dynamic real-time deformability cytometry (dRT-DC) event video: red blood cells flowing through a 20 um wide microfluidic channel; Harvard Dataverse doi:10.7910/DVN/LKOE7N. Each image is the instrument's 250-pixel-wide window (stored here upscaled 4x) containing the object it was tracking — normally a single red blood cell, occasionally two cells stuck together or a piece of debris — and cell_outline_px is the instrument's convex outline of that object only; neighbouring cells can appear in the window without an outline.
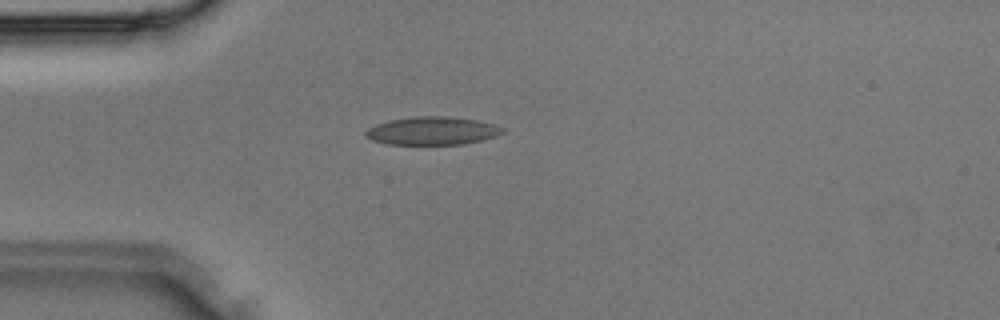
{"species": "Egyptian fruit bat (a non-hibernating species)", "species_latin": "Rousettus aegyptiacus", "temperature_condition": "room temperature", "stored_images_in_passage": 27, "camera_frame_rate_fps": 3000, "um_per_image_px": 0.085, "animal": {"sex": "male"}, "frame": {"image": 1, "passage_image": 1, "time_ms": 0.0, "image_size_px": [1000, 320], "cell_outline_px": [[504, 132], [496, 136], [464, 144], [384, 144], [372, 140], [364, 136], [364, 132], [368, 128], [376, 124], [388, 120], [416, 116], [448, 116], [476, 120], [496, 124], [504, 128]], "centroid_in_image_um": [36.72, 11.11], "position_along_channel_um": 48.3, "area_um2": 22.54}}
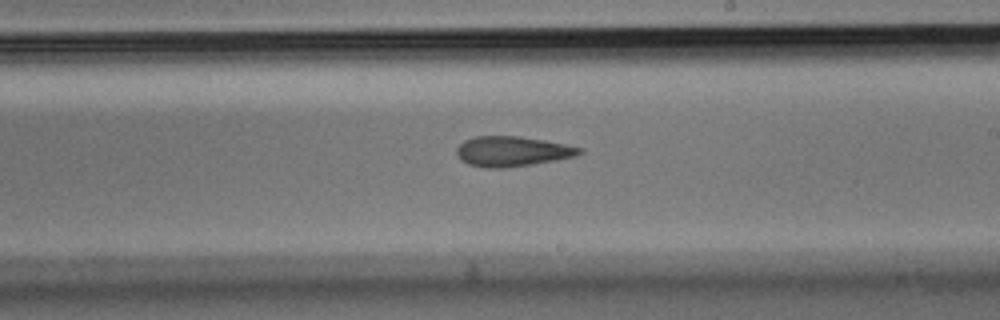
{"frame": {"image": 2, "passage_image": 12, "time_ms": 3.667, "image_size_px": [1000, 320], "cell_outline_px": [[584, 152], [576, 156], [556, 160], [532, 164], [504, 168], [484, 168], [468, 164], [460, 160], [456, 152], [456, 148], [464, 140], [476, 136], [520, 136], [544, 140], [584, 148]], "centroid_in_image_um": [43.54, 12.87], "position_along_channel_um": 245.5, "area_um2": 21.68}}
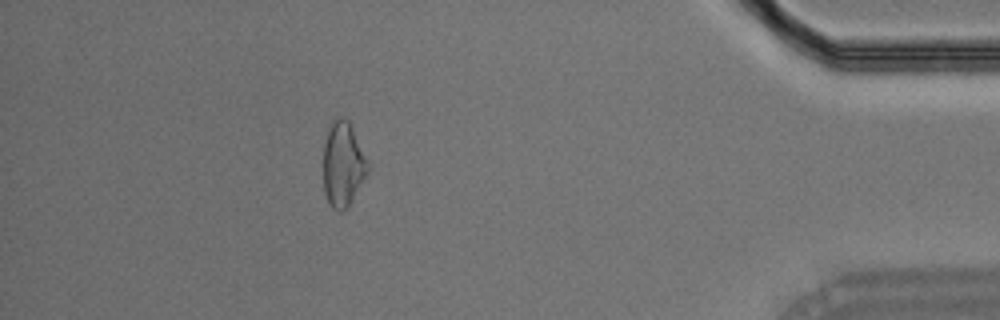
{"frame": {"image": 3, "passage_image": 23, "time_ms": 7.333, "image_size_px": [1000, 320], "cell_outline_px": [[368, 172], [348, 204], [340, 212], [332, 208], [328, 204], [324, 192], [324, 144], [328, 128], [332, 120], [336, 116], [344, 116], [348, 120], [352, 128], [364, 156], [368, 168]], "centroid_in_image_um": [29.1, 13.93], "position_along_channel_um": 406.1, "area_um2": 21.39}}